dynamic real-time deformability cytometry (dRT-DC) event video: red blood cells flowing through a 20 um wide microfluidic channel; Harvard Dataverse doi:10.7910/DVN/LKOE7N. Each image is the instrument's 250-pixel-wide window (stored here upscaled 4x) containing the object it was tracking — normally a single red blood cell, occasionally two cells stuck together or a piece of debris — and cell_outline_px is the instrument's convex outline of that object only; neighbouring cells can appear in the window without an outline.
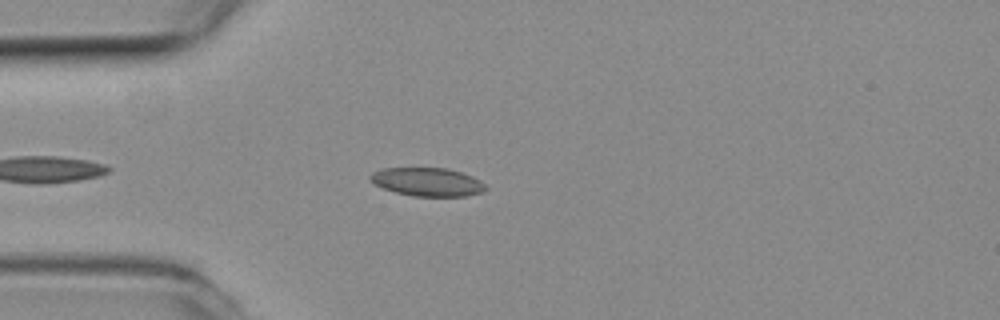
{"species": "common noctule bat (a hibernating species)", "species_latin": "Nyctalus noctula", "temperature_condition": "room temperature", "stored_images_in_passage": 16, "camera_frame_rate_fps": 3000, "um_per_image_px": 0.085, "animal": {"sex": "female", "body_mass_g": 19.3, "forearm_length_mm": 54.1}, "frame": {"image": 1, "passage_image": 5, "time_ms": 1.333, "image_size_px": [1000, 320], "cell_outline_px": [[488, 188], [484, 192], [464, 196], [412, 196], [396, 192], [384, 188], [376, 184], [368, 176], [372, 172], [384, 168], [448, 168], [472, 176], [480, 180]], "centroid_in_image_um": [36.36, 15.46], "position_along_channel_um": 48.6, "area_um2": 19.02}}